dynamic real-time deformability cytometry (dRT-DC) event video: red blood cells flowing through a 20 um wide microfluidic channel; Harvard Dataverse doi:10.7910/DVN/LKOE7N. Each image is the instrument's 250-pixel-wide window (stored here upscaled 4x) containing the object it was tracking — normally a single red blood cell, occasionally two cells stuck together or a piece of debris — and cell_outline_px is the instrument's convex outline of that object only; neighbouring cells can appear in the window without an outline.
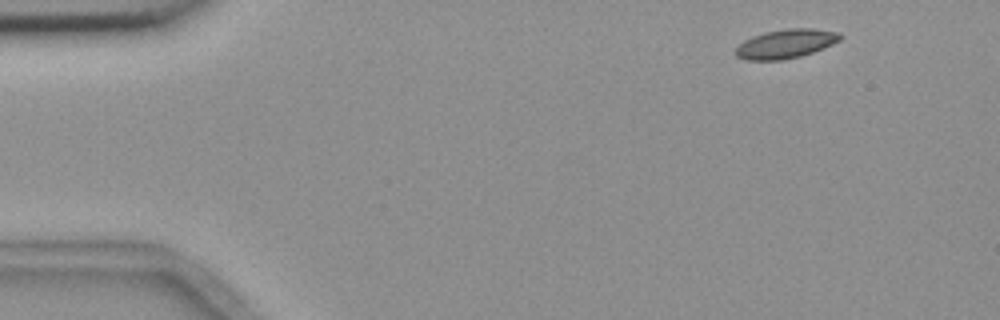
{"species": "common noctule bat (a hibernating species)", "species_latin": "Nyctalus noctula", "temperature_condition": "room temperature", "stored_images_in_passage": 2, "camera_frame_rate_fps": 3000, "um_per_image_px": 0.085, "animal": {"sex": "female", "body_mass_g": 18.4}, "frame": {"image": 1, "passage_image": 1, "time_ms": 0.0, "image_size_px": [1000, 320], "cell_outline_px": [[844, 36], [840, 40], [832, 44], [812, 52], [800, 56], [784, 60], [744, 60], [736, 56], [732, 52], [744, 40], [752, 36], [764, 32], [788, 28], [812, 28], [840, 32]], "centroid_in_image_um": [66.77, 3.72], "position_along_channel_um": 18.2, "area_um2": 17.86}}